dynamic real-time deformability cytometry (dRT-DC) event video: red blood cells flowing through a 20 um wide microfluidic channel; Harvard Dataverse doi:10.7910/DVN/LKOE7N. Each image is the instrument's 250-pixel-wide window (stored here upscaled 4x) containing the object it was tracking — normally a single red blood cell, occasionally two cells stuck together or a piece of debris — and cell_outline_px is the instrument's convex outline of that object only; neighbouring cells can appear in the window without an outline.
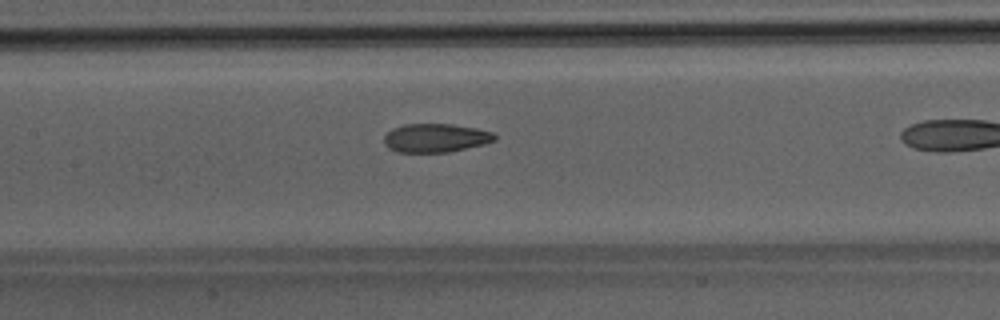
{"species": "Egyptian fruit bat (a non-hibernating species)", "species_latin": "Rousettus aegyptiacus", "temperature_condition": "room temperature", "stored_images_in_passage": 35, "camera_frame_rate_fps": 3000, "um_per_image_px": 0.085, "animal": {"sex": "male"}, "frame": {"image": 1, "passage_image": 20, "time_ms": 6.333, "image_size_px": [1000, 320], "cell_outline_px": [[496, 140], [484, 144], [448, 152], [396, 152], [388, 148], [384, 144], [384, 136], [392, 128], [404, 124], [452, 124], [476, 128], [492, 132], [496, 136]], "centroid_in_image_um": [37.0, 11.72], "position_along_channel_um": 170.4, "area_um2": 18.5}}
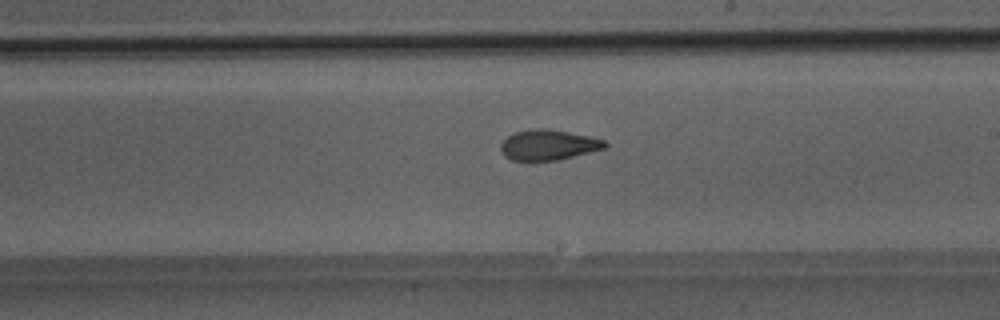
{"frame": {"image": 2, "passage_image": 25, "time_ms": 8.0, "image_size_px": [1000, 320], "cell_outline_px": [[608, 144], [604, 148], [556, 160], [512, 160], [504, 156], [500, 148], [500, 144], [508, 136], [516, 132], [532, 128], [548, 128], [588, 136], [604, 140]], "centroid_in_image_um": [46.57, 12.3], "position_along_channel_um": 242.4, "area_um2": 18.15}}